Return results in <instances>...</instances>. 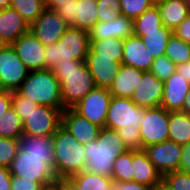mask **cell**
<instances>
[{"mask_svg": "<svg viewBox=\"0 0 190 190\" xmlns=\"http://www.w3.org/2000/svg\"><path fill=\"white\" fill-rule=\"evenodd\" d=\"M144 116L145 108L131 98L112 96L105 127L116 130L128 150H142L139 128Z\"/></svg>", "mask_w": 190, "mask_h": 190, "instance_id": "obj_1", "label": "cell"}, {"mask_svg": "<svg viewBox=\"0 0 190 190\" xmlns=\"http://www.w3.org/2000/svg\"><path fill=\"white\" fill-rule=\"evenodd\" d=\"M127 151L117 131L103 127L96 140L84 145L85 171L111 177L114 161Z\"/></svg>", "mask_w": 190, "mask_h": 190, "instance_id": "obj_2", "label": "cell"}, {"mask_svg": "<svg viewBox=\"0 0 190 190\" xmlns=\"http://www.w3.org/2000/svg\"><path fill=\"white\" fill-rule=\"evenodd\" d=\"M52 72L60 83L61 99L65 109L73 108L96 86L85 62L70 60L57 64Z\"/></svg>", "mask_w": 190, "mask_h": 190, "instance_id": "obj_3", "label": "cell"}, {"mask_svg": "<svg viewBox=\"0 0 190 190\" xmlns=\"http://www.w3.org/2000/svg\"><path fill=\"white\" fill-rule=\"evenodd\" d=\"M52 140L57 179L70 178L85 170L84 145L80 144L66 128L60 125Z\"/></svg>", "mask_w": 190, "mask_h": 190, "instance_id": "obj_4", "label": "cell"}, {"mask_svg": "<svg viewBox=\"0 0 190 190\" xmlns=\"http://www.w3.org/2000/svg\"><path fill=\"white\" fill-rule=\"evenodd\" d=\"M89 49V33L70 26L57 43L45 46V69L70 60L85 62Z\"/></svg>", "mask_w": 190, "mask_h": 190, "instance_id": "obj_5", "label": "cell"}, {"mask_svg": "<svg viewBox=\"0 0 190 190\" xmlns=\"http://www.w3.org/2000/svg\"><path fill=\"white\" fill-rule=\"evenodd\" d=\"M20 95L29 97L38 105L49 106L63 111L60 83L51 69L30 71L28 77L16 90Z\"/></svg>", "mask_w": 190, "mask_h": 190, "instance_id": "obj_6", "label": "cell"}, {"mask_svg": "<svg viewBox=\"0 0 190 190\" xmlns=\"http://www.w3.org/2000/svg\"><path fill=\"white\" fill-rule=\"evenodd\" d=\"M11 175L39 182L44 188L57 182L54 152L48 155L25 154L20 148L9 168Z\"/></svg>", "mask_w": 190, "mask_h": 190, "instance_id": "obj_7", "label": "cell"}, {"mask_svg": "<svg viewBox=\"0 0 190 190\" xmlns=\"http://www.w3.org/2000/svg\"><path fill=\"white\" fill-rule=\"evenodd\" d=\"M169 114L162 106L145 108V116L139 128L142 149L169 140Z\"/></svg>", "mask_w": 190, "mask_h": 190, "instance_id": "obj_8", "label": "cell"}, {"mask_svg": "<svg viewBox=\"0 0 190 190\" xmlns=\"http://www.w3.org/2000/svg\"><path fill=\"white\" fill-rule=\"evenodd\" d=\"M29 72L11 45L0 48V85L3 90L16 91Z\"/></svg>", "mask_w": 190, "mask_h": 190, "instance_id": "obj_9", "label": "cell"}, {"mask_svg": "<svg viewBox=\"0 0 190 190\" xmlns=\"http://www.w3.org/2000/svg\"><path fill=\"white\" fill-rule=\"evenodd\" d=\"M111 99L109 89L95 87L73 109L90 122L103 128Z\"/></svg>", "mask_w": 190, "mask_h": 190, "instance_id": "obj_10", "label": "cell"}, {"mask_svg": "<svg viewBox=\"0 0 190 190\" xmlns=\"http://www.w3.org/2000/svg\"><path fill=\"white\" fill-rule=\"evenodd\" d=\"M61 115L60 109L38 105L23 122V135L53 136L61 125Z\"/></svg>", "mask_w": 190, "mask_h": 190, "instance_id": "obj_11", "label": "cell"}, {"mask_svg": "<svg viewBox=\"0 0 190 190\" xmlns=\"http://www.w3.org/2000/svg\"><path fill=\"white\" fill-rule=\"evenodd\" d=\"M144 151L162 176L168 172L179 171L182 145L165 140L144 148Z\"/></svg>", "mask_w": 190, "mask_h": 190, "instance_id": "obj_12", "label": "cell"}, {"mask_svg": "<svg viewBox=\"0 0 190 190\" xmlns=\"http://www.w3.org/2000/svg\"><path fill=\"white\" fill-rule=\"evenodd\" d=\"M68 28L55 10L47 8L30 25V31L44 46L57 43Z\"/></svg>", "mask_w": 190, "mask_h": 190, "instance_id": "obj_13", "label": "cell"}, {"mask_svg": "<svg viewBox=\"0 0 190 190\" xmlns=\"http://www.w3.org/2000/svg\"><path fill=\"white\" fill-rule=\"evenodd\" d=\"M11 46L30 71L45 69V46L30 30L21 35Z\"/></svg>", "mask_w": 190, "mask_h": 190, "instance_id": "obj_14", "label": "cell"}, {"mask_svg": "<svg viewBox=\"0 0 190 190\" xmlns=\"http://www.w3.org/2000/svg\"><path fill=\"white\" fill-rule=\"evenodd\" d=\"M164 82L150 71L143 73L141 80L135 87L131 100L141 108H154L161 105Z\"/></svg>", "mask_w": 190, "mask_h": 190, "instance_id": "obj_15", "label": "cell"}, {"mask_svg": "<svg viewBox=\"0 0 190 190\" xmlns=\"http://www.w3.org/2000/svg\"><path fill=\"white\" fill-rule=\"evenodd\" d=\"M61 125L82 145L96 140L102 128L78 114L73 108L62 111Z\"/></svg>", "mask_w": 190, "mask_h": 190, "instance_id": "obj_16", "label": "cell"}, {"mask_svg": "<svg viewBox=\"0 0 190 190\" xmlns=\"http://www.w3.org/2000/svg\"><path fill=\"white\" fill-rule=\"evenodd\" d=\"M85 63L93 76L95 86L107 89L113 84L122 65L120 62L113 61V58L97 57L91 49H89Z\"/></svg>", "mask_w": 190, "mask_h": 190, "instance_id": "obj_17", "label": "cell"}, {"mask_svg": "<svg viewBox=\"0 0 190 190\" xmlns=\"http://www.w3.org/2000/svg\"><path fill=\"white\" fill-rule=\"evenodd\" d=\"M190 83L175 71L165 82L161 105L170 112L181 111Z\"/></svg>", "mask_w": 190, "mask_h": 190, "instance_id": "obj_18", "label": "cell"}, {"mask_svg": "<svg viewBox=\"0 0 190 190\" xmlns=\"http://www.w3.org/2000/svg\"><path fill=\"white\" fill-rule=\"evenodd\" d=\"M133 181L157 190L162 186L163 176L149 160L144 149L132 150Z\"/></svg>", "mask_w": 190, "mask_h": 190, "instance_id": "obj_19", "label": "cell"}, {"mask_svg": "<svg viewBox=\"0 0 190 190\" xmlns=\"http://www.w3.org/2000/svg\"><path fill=\"white\" fill-rule=\"evenodd\" d=\"M122 64L142 71H150L154 58L140 37L124 39Z\"/></svg>", "mask_w": 190, "mask_h": 190, "instance_id": "obj_20", "label": "cell"}, {"mask_svg": "<svg viewBox=\"0 0 190 190\" xmlns=\"http://www.w3.org/2000/svg\"><path fill=\"white\" fill-rule=\"evenodd\" d=\"M133 19L124 15L112 21L98 22L88 33L90 40L118 38L126 39L134 35Z\"/></svg>", "mask_w": 190, "mask_h": 190, "instance_id": "obj_21", "label": "cell"}, {"mask_svg": "<svg viewBox=\"0 0 190 190\" xmlns=\"http://www.w3.org/2000/svg\"><path fill=\"white\" fill-rule=\"evenodd\" d=\"M30 30V25L12 7L0 11V40L4 45H11L21 35Z\"/></svg>", "mask_w": 190, "mask_h": 190, "instance_id": "obj_22", "label": "cell"}, {"mask_svg": "<svg viewBox=\"0 0 190 190\" xmlns=\"http://www.w3.org/2000/svg\"><path fill=\"white\" fill-rule=\"evenodd\" d=\"M159 8L162 24L172 32L190 14L186 0H156Z\"/></svg>", "mask_w": 190, "mask_h": 190, "instance_id": "obj_23", "label": "cell"}, {"mask_svg": "<svg viewBox=\"0 0 190 190\" xmlns=\"http://www.w3.org/2000/svg\"><path fill=\"white\" fill-rule=\"evenodd\" d=\"M144 72L122 64L113 84L109 88V92L115 97L131 98Z\"/></svg>", "mask_w": 190, "mask_h": 190, "instance_id": "obj_24", "label": "cell"}, {"mask_svg": "<svg viewBox=\"0 0 190 190\" xmlns=\"http://www.w3.org/2000/svg\"><path fill=\"white\" fill-rule=\"evenodd\" d=\"M169 140L185 145L190 141V115L180 111L169 114Z\"/></svg>", "mask_w": 190, "mask_h": 190, "instance_id": "obj_25", "label": "cell"}, {"mask_svg": "<svg viewBox=\"0 0 190 190\" xmlns=\"http://www.w3.org/2000/svg\"><path fill=\"white\" fill-rule=\"evenodd\" d=\"M97 0H79L76 2V24L73 26L89 32L98 22Z\"/></svg>", "mask_w": 190, "mask_h": 190, "instance_id": "obj_26", "label": "cell"}, {"mask_svg": "<svg viewBox=\"0 0 190 190\" xmlns=\"http://www.w3.org/2000/svg\"><path fill=\"white\" fill-rule=\"evenodd\" d=\"M124 39L107 38L90 40V49L97 57L113 58L122 64Z\"/></svg>", "mask_w": 190, "mask_h": 190, "instance_id": "obj_27", "label": "cell"}, {"mask_svg": "<svg viewBox=\"0 0 190 190\" xmlns=\"http://www.w3.org/2000/svg\"><path fill=\"white\" fill-rule=\"evenodd\" d=\"M80 190H111L114 180L111 177L97 175L83 170L70 177Z\"/></svg>", "mask_w": 190, "mask_h": 190, "instance_id": "obj_28", "label": "cell"}, {"mask_svg": "<svg viewBox=\"0 0 190 190\" xmlns=\"http://www.w3.org/2000/svg\"><path fill=\"white\" fill-rule=\"evenodd\" d=\"M134 35L144 36V32L159 31L163 26L159 8L156 4L133 20Z\"/></svg>", "mask_w": 190, "mask_h": 190, "instance_id": "obj_29", "label": "cell"}, {"mask_svg": "<svg viewBox=\"0 0 190 190\" xmlns=\"http://www.w3.org/2000/svg\"><path fill=\"white\" fill-rule=\"evenodd\" d=\"M172 34L173 32L163 25L159 31L144 32L141 39L153 58L156 59L165 55L167 43Z\"/></svg>", "mask_w": 190, "mask_h": 190, "instance_id": "obj_30", "label": "cell"}, {"mask_svg": "<svg viewBox=\"0 0 190 190\" xmlns=\"http://www.w3.org/2000/svg\"><path fill=\"white\" fill-rule=\"evenodd\" d=\"M19 148L25 154L48 155L53 151L52 136H30L23 135L18 140Z\"/></svg>", "mask_w": 190, "mask_h": 190, "instance_id": "obj_31", "label": "cell"}, {"mask_svg": "<svg viewBox=\"0 0 190 190\" xmlns=\"http://www.w3.org/2000/svg\"><path fill=\"white\" fill-rule=\"evenodd\" d=\"M22 136L23 122L11 107L0 117V137L19 140Z\"/></svg>", "mask_w": 190, "mask_h": 190, "instance_id": "obj_32", "label": "cell"}, {"mask_svg": "<svg viewBox=\"0 0 190 190\" xmlns=\"http://www.w3.org/2000/svg\"><path fill=\"white\" fill-rule=\"evenodd\" d=\"M165 56L176 65L186 63L190 60V45L173 33L168 40Z\"/></svg>", "mask_w": 190, "mask_h": 190, "instance_id": "obj_33", "label": "cell"}, {"mask_svg": "<svg viewBox=\"0 0 190 190\" xmlns=\"http://www.w3.org/2000/svg\"><path fill=\"white\" fill-rule=\"evenodd\" d=\"M10 7L14 8L29 25H31L45 9L42 0H11Z\"/></svg>", "mask_w": 190, "mask_h": 190, "instance_id": "obj_34", "label": "cell"}, {"mask_svg": "<svg viewBox=\"0 0 190 190\" xmlns=\"http://www.w3.org/2000/svg\"><path fill=\"white\" fill-rule=\"evenodd\" d=\"M111 178L114 182L133 181L132 150H128L116 158Z\"/></svg>", "mask_w": 190, "mask_h": 190, "instance_id": "obj_35", "label": "cell"}, {"mask_svg": "<svg viewBox=\"0 0 190 190\" xmlns=\"http://www.w3.org/2000/svg\"><path fill=\"white\" fill-rule=\"evenodd\" d=\"M121 15L135 19L155 4L156 0H119Z\"/></svg>", "mask_w": 190, "mask_h": 190, "instance_id": "obj_36", "label": "cell"}, {"mask_svg": "<svg viewBox=\"0 0 190 190\" xmlns=\"http://www.w3.org/2000/svg\"><path fill=\"white\" fill-rule=\"evenodd\" d=\"M162 186L166 190H190V173L168 172L163 175Z\"/></svg>", "mask_w": 190, "mask_h": 190, "instance_id": "obj_37", "label": "cell"}, {"mask_svg": "<svg viewBox=\"0 0 190 190\" xmlns=\"http://www.w3.org/2000/svg\"><path fill=\"white\" fill-rule=\"evenodd\" d=\"M99 22L112 21L121 16L119 0H97Z\"/></svg>", "mask_w": 190, "mask_h": 190, "instance_id": "obj_38", "label": "cell"}, {"mask_svg": "<svg viewBox=\"0 0 190 190\" xmlns=\"http://www.w3.org/2000/svg\"><path fill=\"white\" fill-rule=\"evenodd\" d=\"M18 149V140L0 137V166L10 168Z\"/></svg>", "mask_w": 190, "mask_h": 190, "instance_id": "obj_39", "label": "cell"}, {"mask_svg": "<svg viewBox=\"0 0 190 190\" xmlns=\"http://www.w3.org/2000/svg\"><path fill=\"white\" fill-rule=\"evenodd\" d=\"M37 103L33 102L29 97L20 95L17 91H12V107L24 122L30 113L36 109Z\"/></svg>", "mask_w": 190, "mask_h": 190, "instance_id": "obj_40", "label": "cell"}, {"mask_svg": "<svg viewBox=\"0 0 190 190\" xmlns=\"http://www.w3.org/2000/svg\"><path fill=\"white\" fill-rule=\"evenodd\" d=\"M176 71V64L167 56L154 59L150 72L158 79L165 82Z\"/></svg>", "mask_w": 190, "mask_h": 190, "instance_id": "obj_41", "label": "cell"}, {"mask_svg": "<svg viewBox=\"0 0 190 190\" xmlns=\"http://www.w3.org/2000/svg\"><path fill=\"white\" fill-rule=\"evenodd\" d=\"M79 0H65L55 11L60 18L70 27L76 24V2Z\"/></svg>", "mask_w": 190, "mask_h": 190, "instance_id": "obj_42", "label": "cell"}, {"mask_svg": "<svg viewBox=\"0 0 190 190\" xmlns=\"http://www.w3.org/2000/svg\"><path fill=\"white\" fill-rule=\"evenodd\" d=\"M45 188L36 181L23 177L11 176V190H44Z\"/></svg>", "mask_w": 190, "mask_h": 190, "instance_id": "obj_43", "label": "cell"}, {"mask_svg": "<svg viewBox=\"0 0 190 190\" xmlns=\"http://www.w3.org/2000/svg\"><path fill=\"white\" fill-rule=\"evenodd\" d=\"M111 190H154L145 184L134 181L114 182Z\"/></svg>", "mask_w": 190, "mask_h": 190, "instance_id": "obj_44", "label": "cell"}, {"mask_svg": "<svg viewBox=\"0 0 190 190\" xmlns=\"http://www.w3.org/2000/svg\"><path fill=\"white\" fill-rule=\"evenodd\" d=\"M176 36L190 45V14L173 32Z\"/></svg>", "mask_w": 190, "mask_h": 190, "instance_id": "obj_45", "label": "cell"}, {"mask_svg": "<svg viewBox=\"0 0 190 190\" xmlns=\"http://www.w3.org/2000/svg\"><path fill=\"white\" fill-rule=\"evenodd\" d=\"M179 171L190 173V141L187 144L182 145Z\"/></svg>", "mask_w": 190, "mask_h": 190, "instance_id": "obj_46", "label": "cell"}, {"mask_svg": "<svg viewBox=\"0 0 190 190\" xmlns=\"http://www.w3.org/2000/svg\"><path fill=\"white\" fill-rule=\"evenodd\" d=\"M12 107V92L8 90H2L0 92V117Z\"/></svg>", "mask_w": 190, "mask_h": 190, "instance_id": "obj_47", "label": "cell"}, {"mask_svg": "<svg viewBox=\"0 0 190 190\" xmlns=\"http://www.w3.org/2000/svg\"><path fill=\"white\" fill-rule=\"evenodd\" d=\"M11 176L9 168L0 166V190H11Z\"/></svg>", "mask_w": 190, "mask_h": 190, "instance_id": "obj_48", "label": "cell"}, {"mask_svg": "<svg viewBox=\"0 0 190 190\" xmlns=\"http://www.w3.org/2000/svg\"><path fill=\"white\" fill-rule=\"evenodd\" d=\"M55 185L60 190H80L79 187L70 178L58 179Z\"/></svg>", "mask_w": 190, "mask_h": 190, "instance_id": "obj_49", "label": "cell"}, {"mask_svg": "<svg viewBox=\"0 0 190 190\" xmlns=\"http://www.w3.org/2000/svg\"><path fill=\"white\" fill-rule=\"evenodd\" d=\"M176 71L190 83V60L186 63L176 65Z\"/></svg>", "mask_w": 190, "mask_h": 190, "instance_id": "obj_50", "label": "cell"}, {"mask_svg": "<svg viewBox=\"0 0 190 190\" xmlns=\"http://www.w3.org/2000/svg\"><path fill=\"white\" fill-rule=\"evenodd\" d=\"M65 0H42L43 6L47 9L55 10L58 6L63 4Z\"/></svg>", "mask_w": 190, "mask_h": 190, "instance_id": "obj_51", "label": "cell"}, {"mask_svg": "<svg viewBox=\"0 0 190 190\" xmlns=\"http://www.w3.org/2000/svg\"><path fill=\"white\" fill-rule=\"evenodd\" d=\"M180 112L190 115V90L188 94L186 95L184 105Z\"/></svg>", "mask_w": 190, "mask_h": 190, "instance_id": "obj_52", "label": "cell"}, {"mask_svg": "<svg viewBox=\"0 0 190 190\" xmlns=\"http://www.w3.org/2000/svg\"><path fill=\"white\" fill-rule=\"evenodd\" d=\"M11 0H0V9H5L10 7Z\"/></svg>", "mask_w": 190, "mask_h": 190, "instance_id": "obj_53", "label": "cell"}, {"mask_svg": "<svg viewBox=\"0 0 190 190\" xmlns=\"http://www.w3.org/2000/svg\"><path fill=\"white\" fill-rule=\"evenodd\" d=\"M44 190H60L56 185H53L51 187H47Z\"/></svg>", "mask_w": 190, "mask_h": 190, "instance_id": "obj_54", "label": "cell"}, {"mask_svg": "<svg viewBox=\"0 0 190 190\" xmlns=\"http://www.w3.org/2000/svg\"><path fill=\"white\" fill-rule=\"evenodd\" d=\"M186 2H187V6L189 8V11H190V0H186Z\"/></svg>", "mask_w": 190, "mask_h": 190, "instance_id": "obj_55", "label": "cell"}, {"mask_svg": "<svg viewBox=\"0 0 190 190\" xmlns=\"http://www.w3.org/2000/svg\"><path fill=\"white\" fill-rule=\"evenodd\" d=\"M157 190H166V189L163 186H161Z\"/></svg>", "mask_w": 190, "mask_h": 190, "instance_id": "obj_56", "label": "cell"}, {"mask_svg": "<svg viewBox=\"0 0 190 190\" xmlns=\"http://www.w3.org/2000/svg\"><path fill=\"white\" fill-rule=\"evenodd\" d=\"M3 45H4L3 42L0 40V48H1Z\"/></svg>", "mask_w": 190, "mask_h": 190, "instance_id": "obj_57", "label": "cell"}]
</instances>
